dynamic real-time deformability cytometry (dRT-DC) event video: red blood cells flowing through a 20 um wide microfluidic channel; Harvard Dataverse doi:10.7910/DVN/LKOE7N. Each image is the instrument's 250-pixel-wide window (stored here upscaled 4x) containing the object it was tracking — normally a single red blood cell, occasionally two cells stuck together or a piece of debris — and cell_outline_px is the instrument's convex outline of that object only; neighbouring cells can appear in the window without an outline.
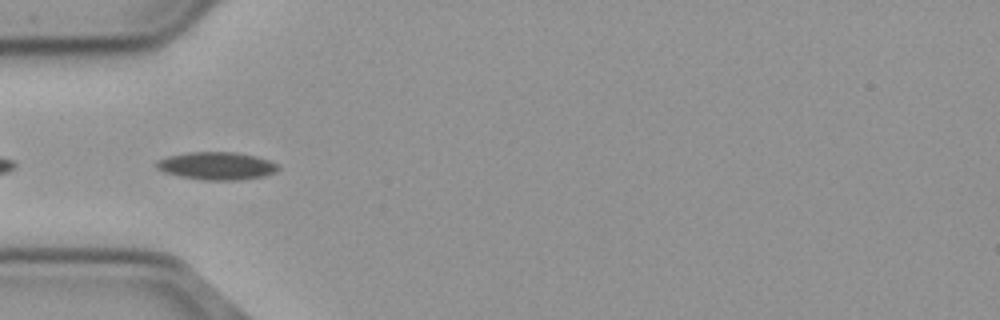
{"species": "common noctule bat (a hibernating species)", "species_latin": "Nyctalus noctula", "temperature_condition": "cold", "stored_images_in_passage": 40, "camera_frame_rate_fps": 3000, "um_per_image_px": 0.085, "animal": {"sex": "male", "body_mass_g": 23.1, "forearm_length_mm": 52.7}, "frame": {"image": 1, "passage_image": 2, "time_ms": 0.333, "image_size_px": [1000, 320], "cell_outline_px": [[280, 168], [276, 172], [264, 176], [236, 180], [204, 180], [180, 176], [164, 172], [156, 168], [156, 160], [168, 156], [188, 152], [236, 152], [256, 156], [280, 164]], "centroid_in_image_um": [18.43, 14.09], "position_along_channel_um": 66.6, "area_um2": 19.77}}
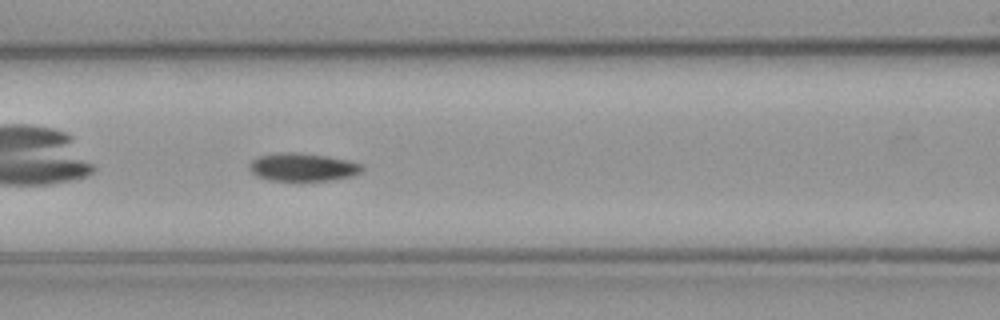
{"frame": {"image": 2, "passage_image": 8, "time_ms": 2.333, "image_size_px": [1000, 320], "cell_outline_px": [[364, 168], [360, 172], [352, 176], [332, 180], [268, 180], [256, 176], [248, 168], [248, 164], [252, 160], [260, 156], [280, 152], [300, 152], [328, 156], [348, 160], [360, 164]], "centroid_in_image_um": [25.71, 14.2], "position_along_channel_um": 140.9, "area_um2": 18.44}}
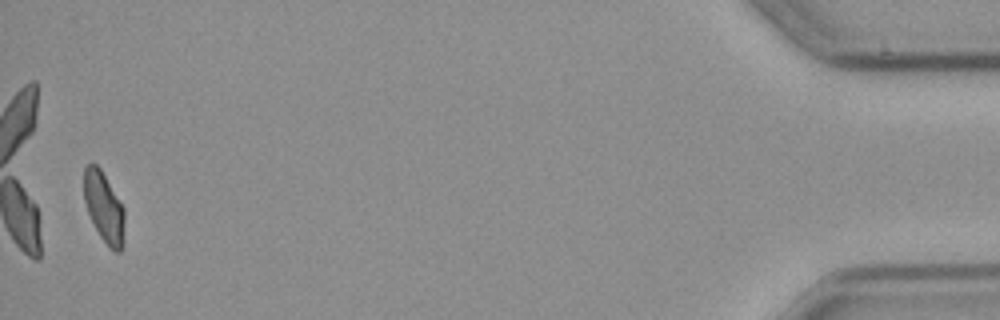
{"frame": {"image": 3, "passage_image": 39, "time_ms": 12.667, "image_size_px": [1000, 320], "cell_outline_px": [[124, 248], [120, 252], [116, 252], [108, 248], [100, 236], [88, 212], [84, 200], [84, 168], [88, 164], [96, 164], [100, 168], [124, 208]], "centroid_in_image_um": [8.86, 17.67], "position_along_channel_um": 426.3, "area_um2": 16.65}, "authors_computed_cell_mechanics": {"area_um2": 18.207, "velocity_mm_per_s": 3.6794, "shape_relaxation_time_tau1_ms": 11.2278, "shape_relaxation_time_tau2_ms": null, "deformation_change_tau1": 0.171, "deformation_change_tau2": null}}